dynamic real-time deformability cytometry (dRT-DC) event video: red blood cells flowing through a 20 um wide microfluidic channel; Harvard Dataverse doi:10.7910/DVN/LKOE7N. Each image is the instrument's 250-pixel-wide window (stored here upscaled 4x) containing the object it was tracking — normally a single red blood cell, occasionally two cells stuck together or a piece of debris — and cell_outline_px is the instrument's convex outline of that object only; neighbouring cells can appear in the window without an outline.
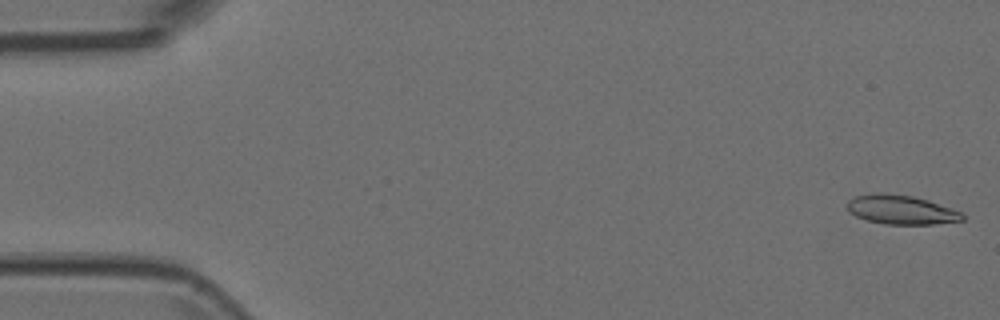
{"species": "Egyptian fruit bat (a non-hibernating species)", "species_latin": "Rousettus aegyptiacus", "temperature_condition": "room temperature", "stored_images_in_passage": 5, "camera_frame_rate_fps": 3000, "um_per_image_px": 0.085, "animal": {"sex": "female"}, "frame": {"image": 1, "passage_image": 1, "time_ms": 0.0, "image_size_px": [1000, 320], "cell_outline_px": [[964, 220], [932, 224], [884, 224], [868, 220], [856, 216], [848, 212], [848, 200], [856, 196], [872, 192], [880, 192], [912, 196], [928, 200], [960, 212], [964, 216]], "centroid_in_image_um": [76.55, 17.82], "position_along_channel_um": 8.4, "area_um2": 19.42}}
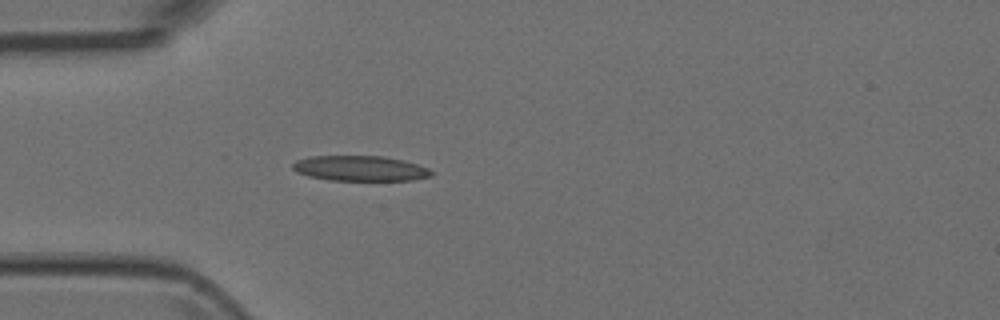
{"frame": {"image": 2, "passage_image": 5, "time_ms": 1.333, "image_size_px": [1000, 320], "cell_outline_px": [[432, 176], [412, 180], [328, 180], [308, 176], [296, 172], [292, 168], [292, 164], [296, 160], [308, 156], [384, 156], [404, 160], [428, 168], [432, 172]], "centroid_in_image_um": [30.58, 14.31], "position_along_channel_um": 54.4, "area_um2": 20.46}}